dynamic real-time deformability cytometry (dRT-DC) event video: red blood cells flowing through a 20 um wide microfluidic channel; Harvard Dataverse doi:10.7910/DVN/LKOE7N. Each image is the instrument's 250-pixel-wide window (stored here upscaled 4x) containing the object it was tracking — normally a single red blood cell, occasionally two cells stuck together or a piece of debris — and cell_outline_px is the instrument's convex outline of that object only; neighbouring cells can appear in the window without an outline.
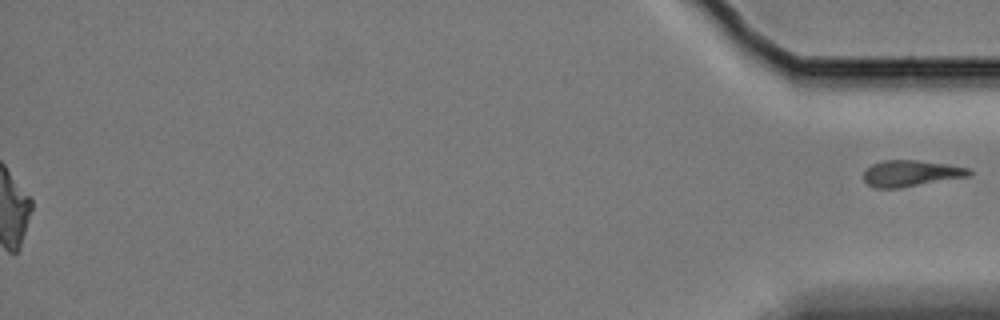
{"species": "Egyptian fruit bat (a non-hibernating species)", "species_latin": "Rousettus aegyptiacus", "temperature_condition": "cold", "stored_images_in_passage": 59, "segment_of_instrument_passage": [2, 2], "camera_frame_rate_fps": 3000, "um_per_image_px": 0.085, "animal": {"sex": "female"}, "frame": {"image": 1, "passage_image": 59, "time_ms": 19.333, "image_size_px": [1000, 320], "cell_outline_px": [[972, 176], [900, 188], [876, 188], [868, 184], [864, 180], [864, 172], [872, 164], [884, 160], [916, 160], [948, 164], [968, 168], [972, 172]], "centroid_in_image_um": [77.46, 14.74], "position_along_channel_um": 357.7, "area_um2": 16.18}}